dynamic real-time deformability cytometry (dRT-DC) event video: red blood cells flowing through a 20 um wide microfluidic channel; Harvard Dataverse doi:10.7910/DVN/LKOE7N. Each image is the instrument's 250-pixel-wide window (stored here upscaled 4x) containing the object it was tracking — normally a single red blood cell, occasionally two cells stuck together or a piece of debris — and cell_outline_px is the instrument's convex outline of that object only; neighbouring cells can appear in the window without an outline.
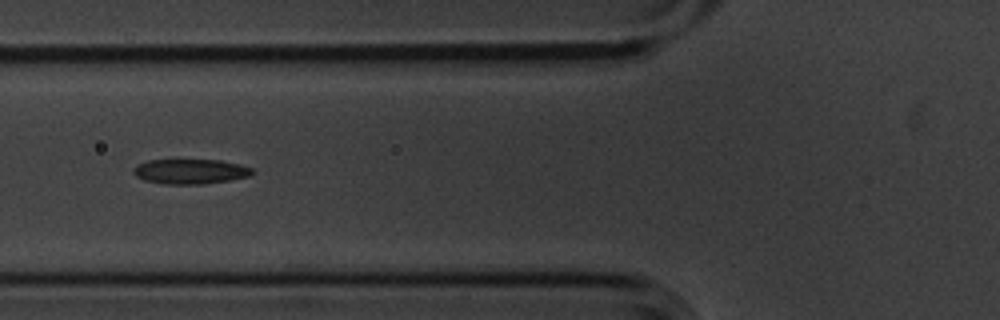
{"species": "common noctule bat (a hibernating species)", "species_latin": "Nyctalus noctula", "temperature_condition": "cold", "stored_images_in_passage": 6, "camera_frame_rate_fps": 3000, "um_per_image_px": 0.085, "animal": {"sex": "male", "body_mass_g": 20.1, "forearm_length_mm": 53.5}, "frame": {"image": 1, "passage_image": 5, "time_ms": 1.333, "image_size_px": [1000, 320], "cell_outline_px": [[256, 172], [248, 176], [228, 180], [204, 184], [164, 184], [144, 180], [136, 176], [132, 172], [132, 168], [136, 164], [148, 160], [220, 160], [240, 164], [252, 168]], "centroid_in_image_um": [16.15, 14.57], "position_along_channel_um": 109.6, "area_um2": 17.34}}
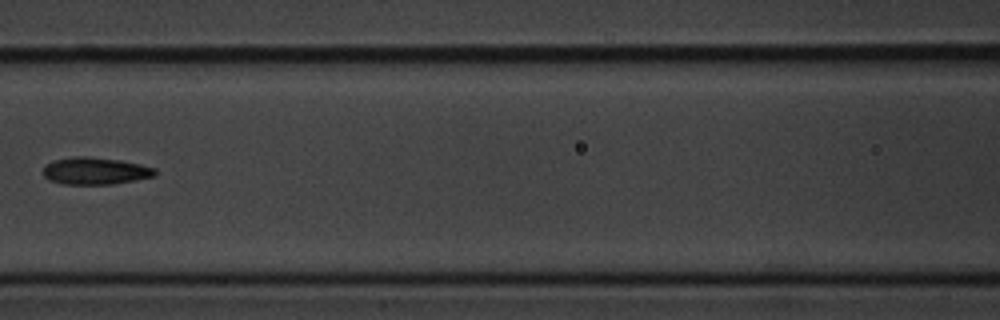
{"frame": {"image": 2, "passage_image": 6, "time_ms": 1.667, "image_size_px": [1000, 320], "cell_outline_px": [[156, 176], [112, 184], [64, 184], [48, 180], [44, 176], [44, 164], [52, 160], [72, 156], [84, 156], [120, 160], [140, 164], [156, 168]], "centroid_in_image_um": [8.07, 14.52], "position_along_channel_um": 158.5, "area_um2": 17.8}}